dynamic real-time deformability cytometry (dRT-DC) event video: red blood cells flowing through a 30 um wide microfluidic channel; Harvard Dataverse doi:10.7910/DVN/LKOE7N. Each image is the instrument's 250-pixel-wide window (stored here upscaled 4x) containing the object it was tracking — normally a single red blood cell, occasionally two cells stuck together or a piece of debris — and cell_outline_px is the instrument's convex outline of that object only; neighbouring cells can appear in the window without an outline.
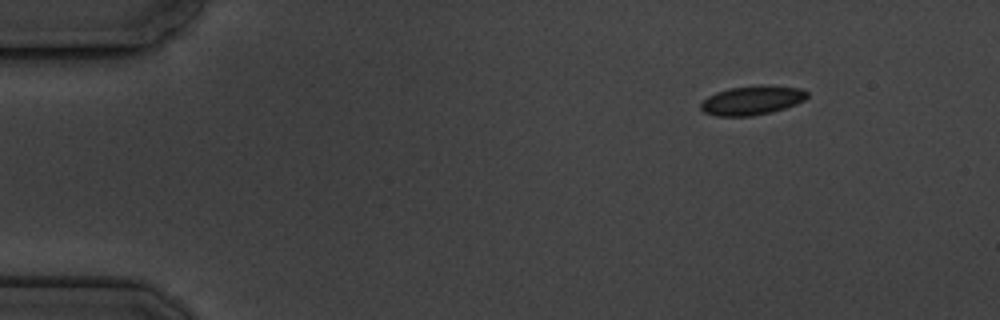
{"species": "common noctule bat (a hibernating species)", "species_latin": "Nyctalus noctula", "temperature_condition": "cold", "stored_images_in_passage": 4, "camera_frame_rate_fps": 3000, "um_per_image_px": 0.085, "animal": {"sex": "male", "body_mass_g": 19.5, "forearm_length_mm": 54.6}, "frame": {"image": 1, "passage_image": 1, "time_ms": 0.0, "image_size_px": [1000, 320], "cell_outline_px": [[808, 96], [804, 100], [796, 104], [772, 112], [752, 116], [716, 116], [704, 112], [700, 108], [700, 104], [708, 96], [716, 92], [728, 88], [760, 84], [800, 88], [808, 92]], "centroid_in_image_um": [63.92, 8.52], "position_along_channel_um": 21.1, "area_um2": 18.21}}
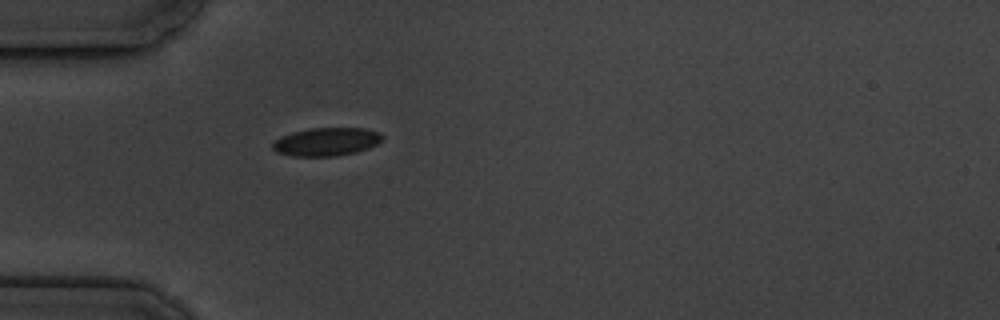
{"frame": {"image": 2, "passage_image": 4, "time_ms": 3.333, "image_size_px": [1000, 320], "cell_outline_px": [[384, 136], [376, 144], [368, 148], [356, 152], [336, 156], [292, 156], [276, 152], [272, 148], [272, 144], [280, 136], [292, 132], [308, 128], [364, 128], [380, 132]], "centroid_in_image_um": [27.73, 12.04], "position_along_channel_um": 57.3, "area_um2": 18.09}}